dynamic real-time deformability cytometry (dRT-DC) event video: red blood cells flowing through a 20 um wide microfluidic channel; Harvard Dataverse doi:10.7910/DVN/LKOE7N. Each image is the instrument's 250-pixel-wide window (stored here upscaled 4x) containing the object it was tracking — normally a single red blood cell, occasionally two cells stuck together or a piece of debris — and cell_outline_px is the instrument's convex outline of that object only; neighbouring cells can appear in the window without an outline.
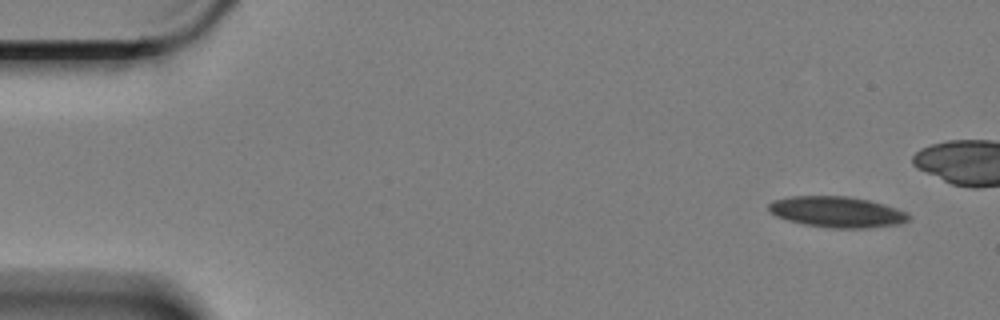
{"species": "Egyptian fruit bat (a non-hibernating species)", "species_latin": "Rousettus aegyptiacus", "temperature_condition": "cold", "stored_images_in_passage": 6, "camera_frame_rate_fps": 3000, "um_per_image_px": 0.085, "animal": {"sex": "female"}, "frame": {"image": 1, "passage_image": 1, "time_ms": 0.0, "image_size_px": [1000, 320], "cell_outline_px": [[912, 216], [908, 220], [900, 224], [864, 228], [832, 228], [804, 224], [788, 220], [776, 216], [768, 212], [768, 204], [772, 200], [788, 196], [848, 196], [868, 200], [884, 204], [908, 212]], "centroid_in_image_um": [71.13, 18.01], "position_along_channel_um": 13.9, "area_um2": 25.37}}